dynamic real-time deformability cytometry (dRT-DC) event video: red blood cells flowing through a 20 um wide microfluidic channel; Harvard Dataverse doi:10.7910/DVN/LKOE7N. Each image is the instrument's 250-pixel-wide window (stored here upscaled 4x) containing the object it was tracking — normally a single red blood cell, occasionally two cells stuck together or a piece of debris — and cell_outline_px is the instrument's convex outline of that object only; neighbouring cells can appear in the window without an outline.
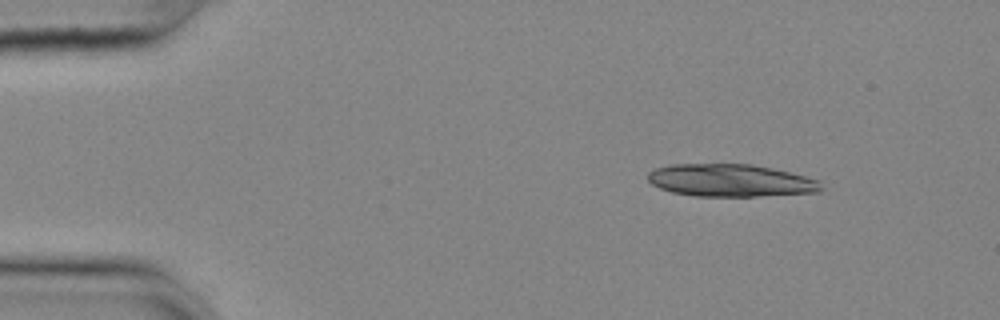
{"species": "common noctule bat (a hibernating species)", "species_latin": "Nyctalus noctula", "temperature_condition": "cold", "stored_images_in_passage": 48, "segment_of_instrument_passage": [1, 2], "camera_frame_rate_fps": 3000, "um_per_image_px": 0.085, "animal": {"sex": "female", "body_mass_g": 25.1}, "frame": {"image": 1, "passage_image": 1, "time_ms": 0.0, "image_size_px": [1000, 320], "cell_outline_px": [[824, 188], [820, 192], [756, 196], [696, 196], [672, 192], [660, 188], [652, 184], [648, 180], [648, 172], [656, 168], [672, 164], [752, 164], [772, 168], [820, 180]], "centroid_in_image_um": [62.11, 15.34], "position_along_channel_um": 22.9, "area_um2": 32.83}}
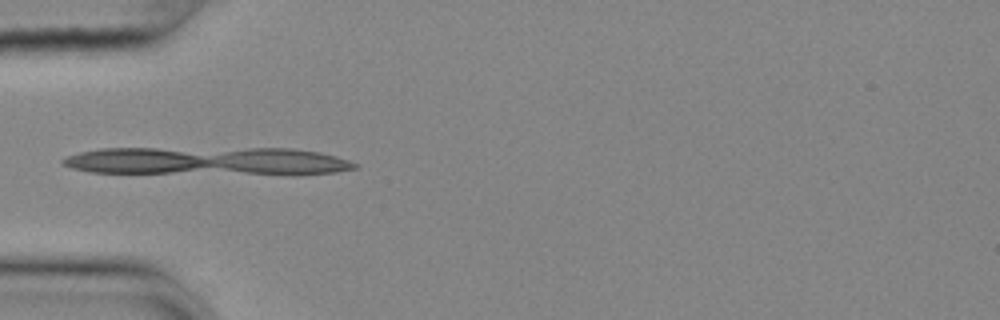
{"frame": {"image": 2, "passage_image": 11, "time_ms": 3.333, "image_size_px": [1000, 320], "cell_outline_px": [[360, 168], [336, 172], [296, 176], [292, 176], [88, 172], [72, 168], [60, 164], [60, 160], [64, 156], [80, 152], [100, 148], [292, 148], [316, 152], [336, 156], [360, 164]], "centroid_in_image_um": [17.7, 13.72], "position_along_channel_um": 67.3, "area_um2": 50.0}}